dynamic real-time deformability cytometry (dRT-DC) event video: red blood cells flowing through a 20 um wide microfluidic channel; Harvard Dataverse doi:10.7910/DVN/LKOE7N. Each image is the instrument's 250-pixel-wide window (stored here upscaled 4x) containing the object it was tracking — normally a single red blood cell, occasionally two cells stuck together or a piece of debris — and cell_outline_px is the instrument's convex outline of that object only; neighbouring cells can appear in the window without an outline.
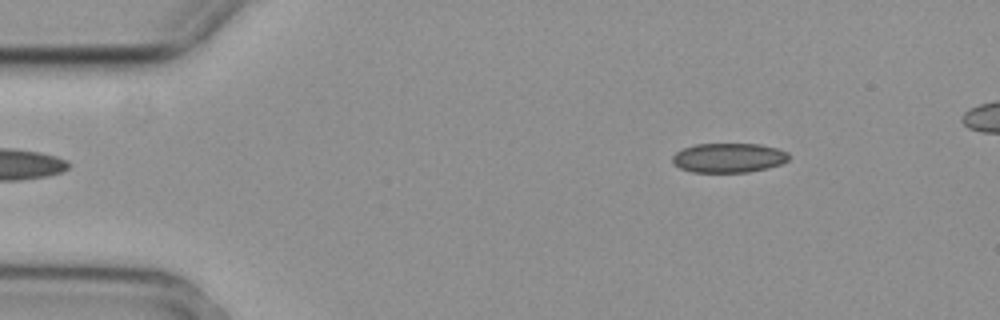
{"species": "common noctule bat (a hibernating species)", "species_latin": "Nyctalus noctula", "temperature_condition": "cold", "stored_images_in_passage": 2, "camera_frame_rate_fps": 3000, "um_per_image_px": 0.085, "animal": {"sex": "female", "body_mass_g": 29.2, "forearm_length_mm": 56.3}, "frame": {"image": 1, "passage_image": 2, "time_ms": 0.333, "image_size_px": [1000, 320], "cell_outline_px": [[792, 156], [788, 160], [780, 164], [768, 168], [748, 172], [692, 172], [680, 168], [672, 164], [672, 156], [676, 152], [684, 148], [696, 144], [760, 144], [776, 148], [788, 152]], "centroid_in_image_um": [61.94, 13.42], "position_along_channel_um": 23.1, "area_um2": 20.11}}